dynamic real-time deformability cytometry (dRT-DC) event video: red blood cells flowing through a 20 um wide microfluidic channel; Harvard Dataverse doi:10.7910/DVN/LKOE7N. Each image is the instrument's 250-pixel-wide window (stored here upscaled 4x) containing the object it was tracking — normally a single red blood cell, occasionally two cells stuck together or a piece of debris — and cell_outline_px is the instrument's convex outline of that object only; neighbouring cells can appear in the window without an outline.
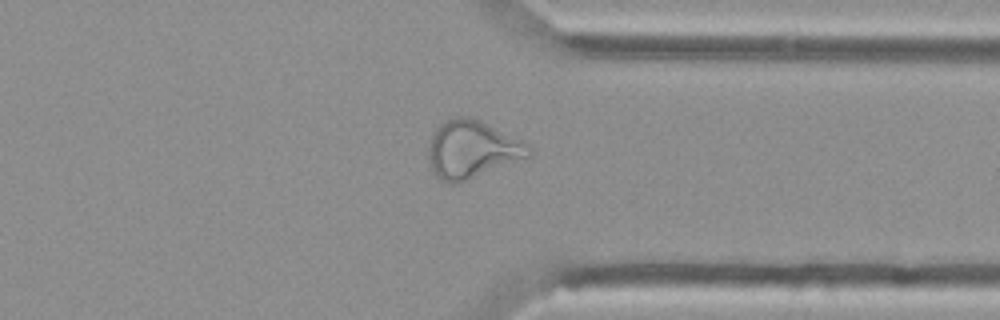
{"species": "Egyptian fruit bat (a non-hibernating species)", "species_latin": "Rousettus aegyptiacus", "temperature_condition": "cold", "stored_images_in_passage": 36, "camera_frame_rate_fps": 3000, "um_per_image_px": 0.085, "animal": {"sex": "female"}, "frame": {"image": 1, "passage_image": 31, "time_ms": 10.0, "image_size_px": [1000, 320], "cell_outline_px": [[532, 156], [456, 184], [448, 184], [440, 180], [436, 176], [432, 168], [428, 156], [428, 148], [432, 136], [436, 128], [440, 124], [456, 116], [468, 116], [480, 120], [528, 144], [532, 148]], "centroid_in_image_um": [40.12, 12.71], "position_along_channel_um": 371.3, "area_um2": 33.58}}